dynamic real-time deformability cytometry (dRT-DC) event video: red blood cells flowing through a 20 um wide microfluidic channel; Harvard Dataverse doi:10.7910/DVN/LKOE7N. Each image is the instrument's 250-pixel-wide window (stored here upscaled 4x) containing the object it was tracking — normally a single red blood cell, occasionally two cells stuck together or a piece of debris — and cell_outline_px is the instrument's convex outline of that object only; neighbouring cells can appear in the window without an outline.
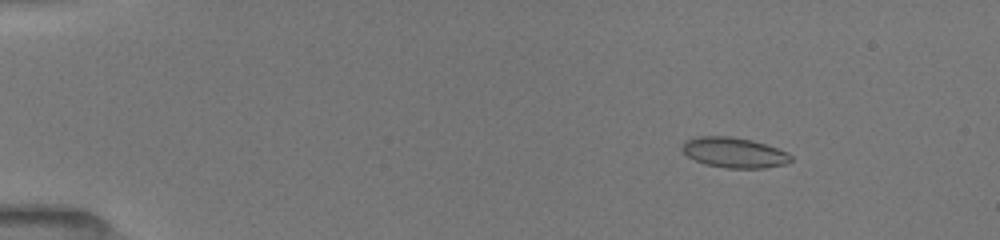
{"species": "common noctule bat (a hibernating species)", "species_latin": "Nyctalus noctula", "temperature_condition": "room temperature", "stored_images_in_passage": 74, "camera_frame_rate_fps": 3000, "um_per_image_px": 0.085, "animal": {"sex": "female", "body_mass_g": 19.5, "forearm_length_mm": 54.1}, "frame": {"image": 1, "passage_image": 11, "time_ms": 2.333, "image_size_px": [1000, 240], "cell_outline_px": [[792, 160], [784, 164], [764, 168], [728, 168], [704, 164], [688, 156], [680, 148], [684, 140], [696, 136], [732, 136], [752, 140], [788, 152], [792, 156]], "centroid_in_image_um": [62.37, 12.96], "position_along_channel_um": 22.6, "area_um2": 19.25}}
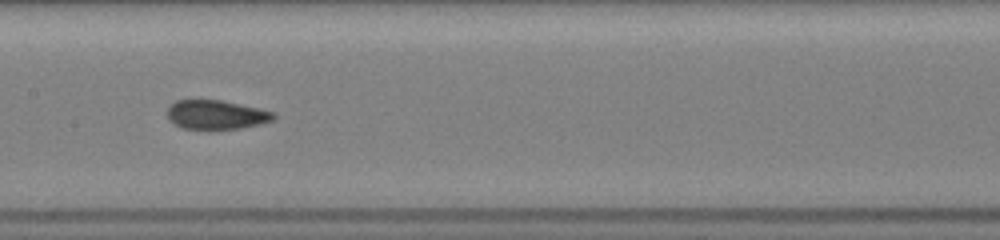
{"frame": {"image": 2, "passage_image": 38, "time_ms": 9.0, "image_size_px": [1000, 240], "cell_outline_px": [[276, 116], [272, 120], [260, 124], [240, 128], [212, 132], [208, 132], [184, 128], [168, 120], [168, 108], [176, 100], [220, 100], [260, 108], [276, 112]], "centroid_in_image_um": [18.39, 9.79], "position_along_channel_um": 189.0, "area_um2": 18.61}}
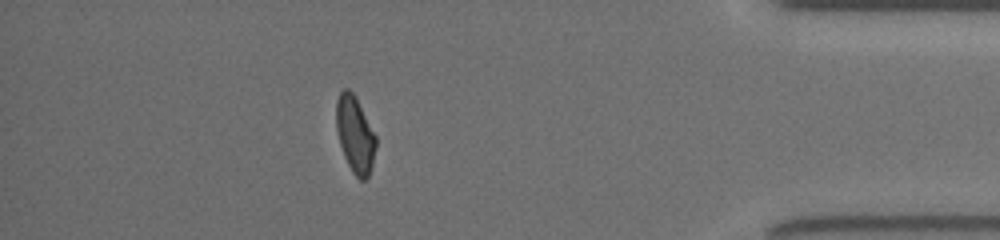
{"frame": {"image": 3, "passage_image": 65, "time_ms": 15.333, "image_size_px": [1000, 240], "cell_outline_px": [[376, 148], [372, 164], [368, 176], [364, 180], [360, 180], [352, 172], [344, 156], [336, 132], [336, 100], [340, 92], [344, 88], [348, 88], [356, 96], [376, 136]], "centroid_in_image_um": [30.17, 11.4], "position_along_channel_um": 405.0, "area_um2": 17.74}, "authors_computed_cell_mechanics": {"area_um2": 18.4093, "velocity_mm_per_s": 4.004, "shape_relaxation_time_tau1_ms": 10.3021, "shape_relaxation_time_tau2_ms": 1.311, "deformation_change_tau1": 0.2158, "deformation_change_tau2": 0.0701}}